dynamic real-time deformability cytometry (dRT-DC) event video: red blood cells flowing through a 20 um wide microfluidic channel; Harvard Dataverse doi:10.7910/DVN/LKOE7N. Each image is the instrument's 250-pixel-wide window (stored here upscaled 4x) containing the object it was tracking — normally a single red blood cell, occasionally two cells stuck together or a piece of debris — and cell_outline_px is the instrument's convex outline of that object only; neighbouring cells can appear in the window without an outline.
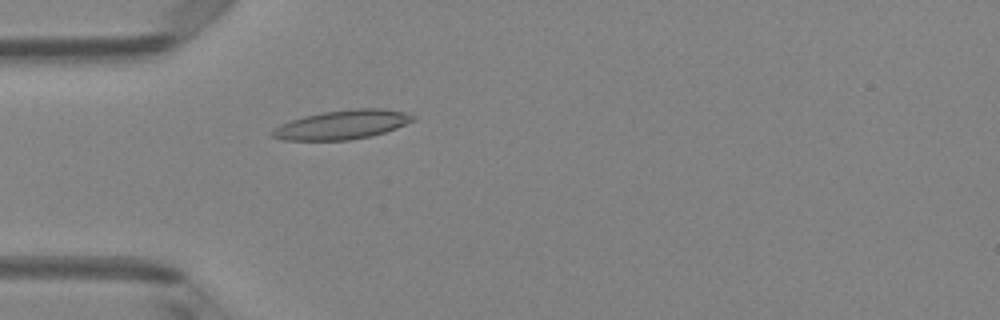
{"species": "Egyptian fruit bat (a non-hibernating species)", "species_latin": "Rousettus aegyptiacus", "temperature_condition": "room temperature", "stored_images_in_passage": 4, "camera_frame_rate_fps": 3000, "um_per_image_px": 0.085, "animal": {"sex": "female"}, "frame": {"image": 1, "passage_image": 4, "time_ms": 1.0, "image_size_px": [1000, 320], "cell_outline_px": [[416, 120], [396, 128], [372, 136], [348, 140], [284, 140], [272, 136], [268, 132], [280, 124], [304, 116], [324, 112], [352, 108], [380, 108], [404, 112], [416, 116]], "centroid_in_image_um": [29.09, 10.59], "position_along_channel_um": 55.9, "area_um2": 23.87}}